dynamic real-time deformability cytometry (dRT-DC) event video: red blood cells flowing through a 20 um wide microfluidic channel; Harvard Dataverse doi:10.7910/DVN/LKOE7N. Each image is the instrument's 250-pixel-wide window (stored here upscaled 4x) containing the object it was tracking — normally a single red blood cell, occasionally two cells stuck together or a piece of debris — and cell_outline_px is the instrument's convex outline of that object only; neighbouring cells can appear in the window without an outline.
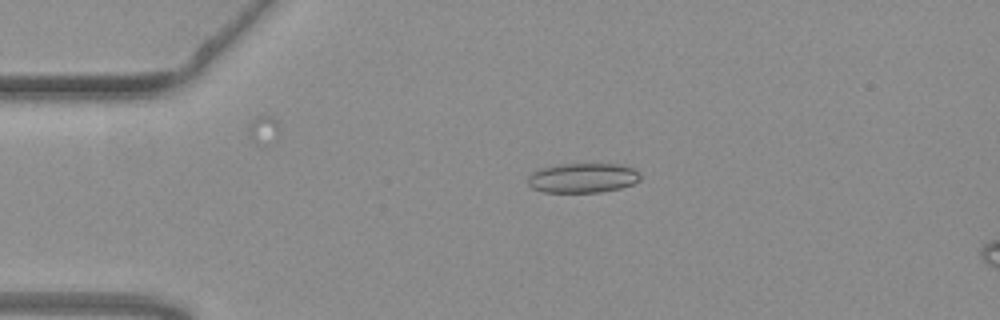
{"species": "common noctule bat (a hibernating species)", "species_latin": "Nyctalus noctula", "temperature_condition": "warm", "stored_images_in_passage": 49, "camera_frame_rate_fps": 3000, "um_per_image_px": 0.085, "animal": {"sex": "female", "body_mass_g": 19.3, "forearm_length_mm": 54.1}, "frame": {"image": 1, "passage_image": 7, "time_ms": 2.0, "image_size_px": [1000, 320], "cell_outline_px": [[640, 180], [632, 184], [620, 188], [600, 192], [544, 192], [532, 188], [528, 184], [528, 176], [532, 172], [540, 168], [560, 164], [620, 164], [632, 168], [640, 172]], "centroid_in_image_um": [49.53, 15.12], "position_along_channel_um": 35.5, "area_um2": 19.48}}
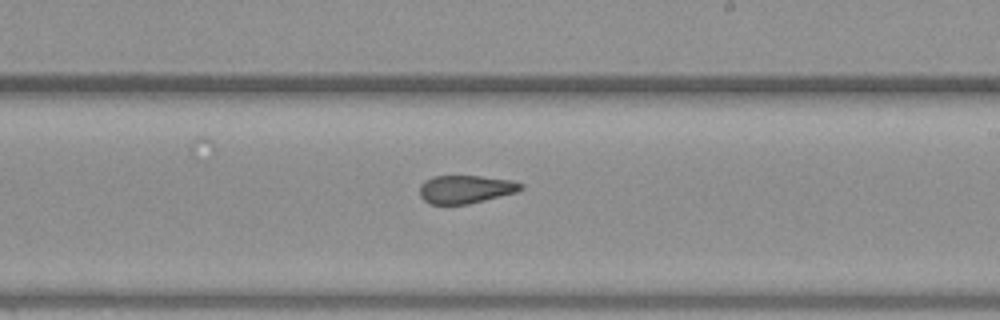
{"frame": {"image": 2, "passage_image": 27, "time_ms": 8.667, "image_size_px": [1000, 320], "cell_outline_px": [[524, 188], [516, 192], [468, 204], [428, 204], [420, 196], [420, 184], [424, 180], [432, 176], [480, 176], [512, 180], [524, 184]], "centroid_in_image_um": [39.56, 16.08], "position_along_channel_um": 249.4, "area_um2": 16.65}}
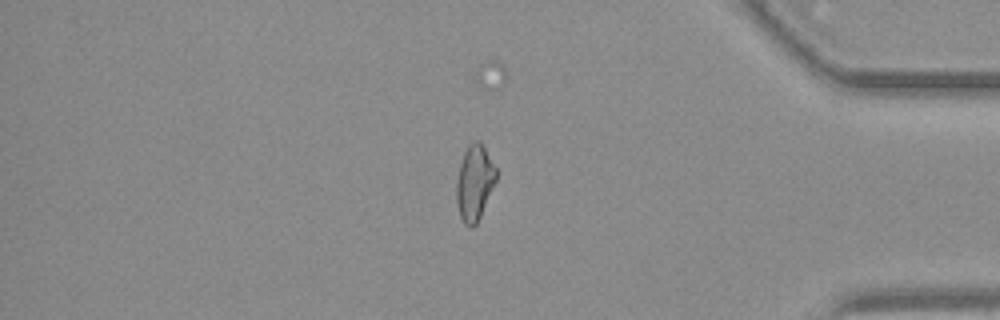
{"frame": {"image": 3, "passage_image": 41, "time_ms": 13.333, "image_size_px": [1000, 320], "cell_outline_px": [[496, 180], [480, 216], [476, 224], [472, 228], [468, 228], [464, 224], [460, 216], [456, 200], [456, 180], [460, 164], [464, 152], [468, 144], [472, 140], [480, 140], [496, 168]], "centroid_in_image_um": [40.31, 15.52], "position_along_channel_um": 394.9, "area_um2": 17.46}, "authors_computed_cell_mechanics": {"area_um2": 17.918, "velocity_mm_per_s": 3.7817, "shape_relaxation_time_tau1_ms": null, "shape_relaxation_time_tau2_ms": 2.2418, "deformation_change_tau1": null, "deformation_change_tau2": 0.1066}}